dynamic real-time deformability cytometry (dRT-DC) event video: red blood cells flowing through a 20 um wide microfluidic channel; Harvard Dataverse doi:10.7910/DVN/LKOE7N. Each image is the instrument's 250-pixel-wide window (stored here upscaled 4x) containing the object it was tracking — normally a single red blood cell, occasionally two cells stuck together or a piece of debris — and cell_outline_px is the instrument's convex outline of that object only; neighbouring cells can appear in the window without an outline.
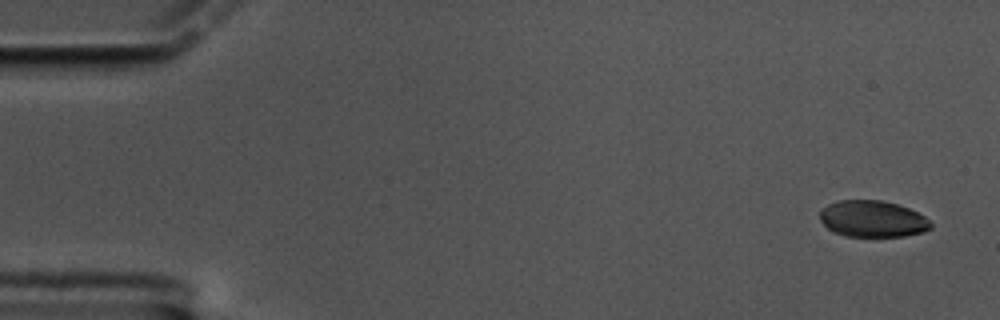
{"species": "common noctule bat (a hibernating species)", "species_latin": "Nyctalus noctula", "temperature_condition": "cold", "stored_images_in_passage": 57, "camera_frame_rate_fps": 3000, "um_per_image_px": 0.085, "animal": {"sex": "male", "body_mass_g": 17.5, "forearm_length_mm": 52.3}, "frame": {"image": 1, "passage_image": 1, "time_ms": 0.0, "image_size_px": [1000, 320], "cell_outline_px": [[932, 228], [924, 232], [904, 236], [844, 236], [832, 232], [820, 220], [820, 212], [828, 204], [840, 200], [880, 200], [896, 204], [908, 208], [924, 216], [932, 224]], "centroid_in_image_um": [74.17, 18.61], "position_along_channel_um": 10.8, "area_um2": 23.52}}
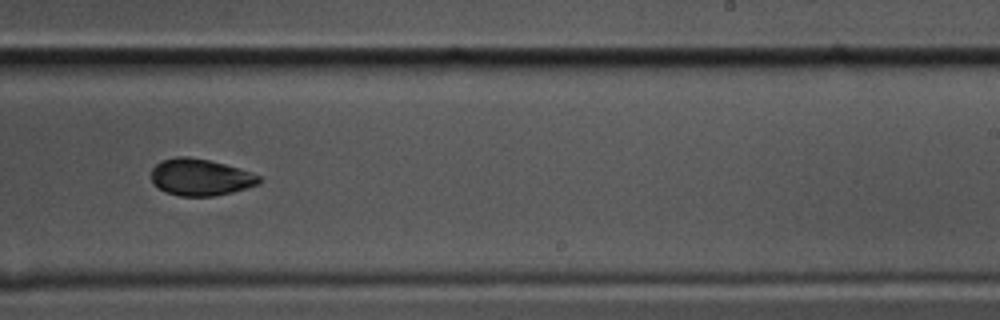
{"frame": {"image": 2, "passage_image": 35, "time_ms": 11.333, "image_size_px": [1000, 320], "cell_outline_px": [[264, 180], [260, 184], [248, 188], [232, 192], [212, 196], [180, 196], [168, 192], [152, 184], [152, 168], [160, 160], [176, 156], [188, 156], [208, 160], [224, 164], [260, 176]], "centroid_in_image_um": [17.03, 15.06], "position_along_channel_um": 272.0, "area_um2": 23.06}}
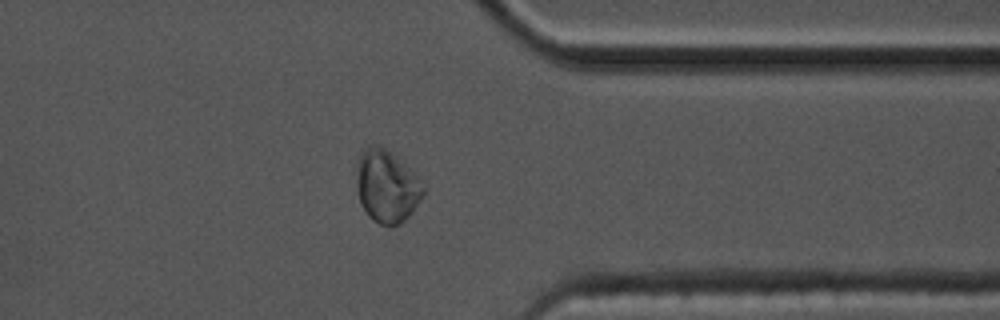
{"frame": {"image": 3, "passage_image": 45, "time_ms": 14.667, "image_size_px": [1000, 320], "cell_outline_px": [[424, 196], [412, 212], [400, 224], [392, 228], [380, 224], [372, 220], [368, 216], [360, 204], [356, 184], [356, 156], [368, 144], [380, 144], [412, 172], [424, 188]], "centroid_in_image_um": [32.81, 15.85], "position_along_channel_um": 378.6, "area_um2": 28.5}, "authors_computed_cell_mechanics": {"area_um2": 24.2182, "velocity_mm_per_s": 3.3907, "shape_relaxation_time_tau1_ms": 3.3795, "shape_relaxation_time_tau2_ms": null, "deformation_change_tau1": 0.0459, "deformation_change_tau2": null}}